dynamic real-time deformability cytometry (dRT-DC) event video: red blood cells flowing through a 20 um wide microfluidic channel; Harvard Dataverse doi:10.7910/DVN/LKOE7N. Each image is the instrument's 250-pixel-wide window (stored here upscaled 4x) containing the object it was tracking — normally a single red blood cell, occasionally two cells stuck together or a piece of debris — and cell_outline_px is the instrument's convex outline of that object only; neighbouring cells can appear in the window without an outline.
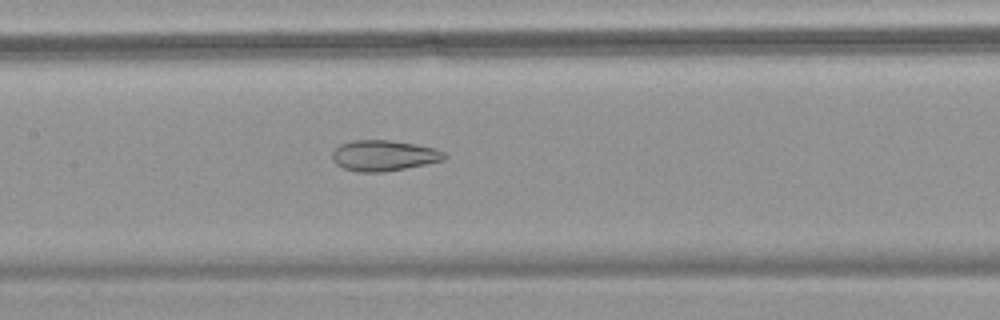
{"species": "common noctule bat (a hibernating species)", "species_latin": "Nyctalus noctula", "temperature_condition": "warm", "stored_images_in_passage": 58, "camera_frame_rate_fps": 3000, "um_per_image_px": 0.085, "animal": {"sex": "female", "body_mass_g": 18.4}, "frame": {"image": 1, "passage_image": 29, "time_ms": 9.333, "image_size_px": [1000, 320], "cell_outline_px": [[444, 160], [384, 172], [356, 172], [344, 168], [336, 164], [332, 160], [332, 152], [340, 144], [352, 140], [388, 140], [416, 144], [436, 148], [444, 152]], "centroid_in_image_um": [32.58, 13.22], "position_along_channel_um": 174.8, "area_um2": 20.0}}
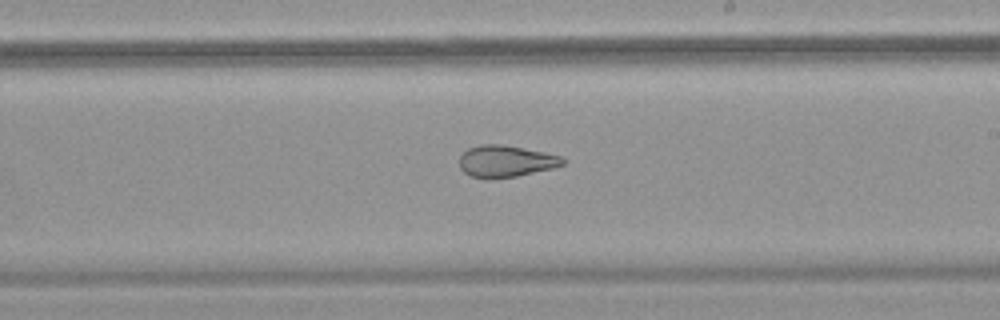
{"frame": {"image": 2, "passage_image": 35, "time_ms": 11.333, "image_size_px": [1000, 320], "cell_outline_px": [[564, 164], [552, 168], [516, 176], [472, 176], [464, 172], [460, 168], [460, 156], [468, 148], [480, 144], [504, 144], [544, 152], [560, 156], [564, 160]], "centroid_in_image_um": [42.99, 13.66], "position_along_channel_um": 246.0, "area_um2": 18.5}}
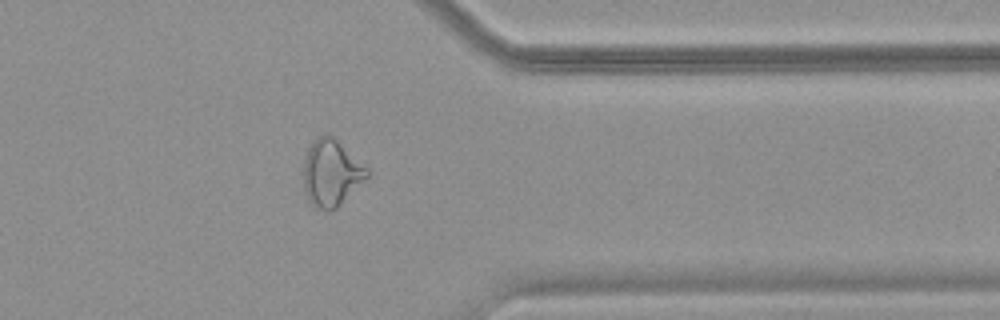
{"frame": {"image": 3, "passage_image": 47, "time_ms": 15.333, "image_size_px": [1000, 320], "cell_outline_px": [[368, 176], [336, 208], [328, 212], [316, 208], [308, 204], [304, 188], [304, 160], [308, 148], [312, 140], [324, 132], [328, 132], [368, 168]], "centroid_in_image_um": [28.11, 14.69], "position_along_channel_um": 383.3, "area_um2": 24.74}, "authors_computed_cell_mechanics": {"area_um2": 26.0967, "velocity_mm_per_s": 3.5816, "shape_relaxation_time_tau1_ms": null, "shape_relaxation_time_tau2_ms": 2.3206, "deformation_change_tau1": null, "deformation_change_tau2": 0.1061}}